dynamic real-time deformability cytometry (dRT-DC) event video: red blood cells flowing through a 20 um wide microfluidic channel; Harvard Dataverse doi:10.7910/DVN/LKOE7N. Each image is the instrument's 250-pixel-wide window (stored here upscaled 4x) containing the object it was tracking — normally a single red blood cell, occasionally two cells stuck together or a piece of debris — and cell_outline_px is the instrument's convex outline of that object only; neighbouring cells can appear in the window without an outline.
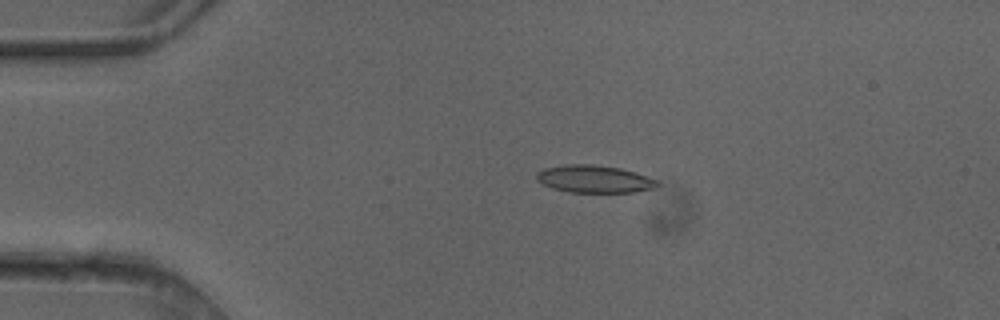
{"species": "common noctule bat (a hibernating species)", "species_latin": "Nyctalus noctula", "temperature_condition": "cold", "stored_images_in_passage": 4, "camera_frame_rate_fps": 3000, "um_per_image_px": 0.085, "animal": {"sex": "female"}, "frame": {"image": 1, "passage_image": 3, "time_ms": 0.667, "image_size_px": [1000, 320], "cell_outline_px": [[660, 184], [656, 188], [636, 192], [568, 192], [552, 188], [536, 180], [536, 172], [544, 168], [568, 164], [592, 164], [620, 168], [636, 172], [656, 180]], "centroid_in_image_um": [50.52, 15.22], "position_along_channel_um": 34.5, "area_um2": 19.42}}